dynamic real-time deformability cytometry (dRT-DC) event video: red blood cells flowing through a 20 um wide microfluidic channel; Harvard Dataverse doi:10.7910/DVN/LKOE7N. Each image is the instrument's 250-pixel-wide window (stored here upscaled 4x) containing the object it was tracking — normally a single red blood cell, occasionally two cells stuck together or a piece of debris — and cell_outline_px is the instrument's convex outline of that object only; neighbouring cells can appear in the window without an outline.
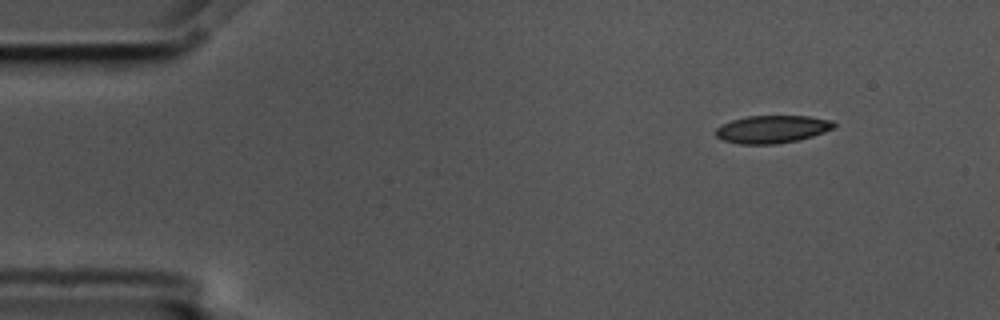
{"species": "common noctule bat (a hibernating species)", "species_latin": "Nyctalus noctula", "temperature_condition": "cold", "stored_images_in_passage": 4, "camera_frame_rate_fps": 3000, "um_per_image_px": 0.085, "animal": {"sex": "male", "body_mass_g": 17.5, "forearm_length_mm": 52.3}, "frame": {"image": 1, "passage_image": 1, "time_ms": 0.0, "image_size_px": [1000, 320], "cell_outline_px": [[836, 124], [832, 128], [824, 132], [800, 140], [776, 144], [740, 144], [720, 140], [716, 136], [716, 128], [732, 120], [748, 116], [808, 116], [832, 120]], "centroid_in_image_um": [65.63, 10.99], "position_along_channel_um": 19.4, "area_um2": 19.07}}